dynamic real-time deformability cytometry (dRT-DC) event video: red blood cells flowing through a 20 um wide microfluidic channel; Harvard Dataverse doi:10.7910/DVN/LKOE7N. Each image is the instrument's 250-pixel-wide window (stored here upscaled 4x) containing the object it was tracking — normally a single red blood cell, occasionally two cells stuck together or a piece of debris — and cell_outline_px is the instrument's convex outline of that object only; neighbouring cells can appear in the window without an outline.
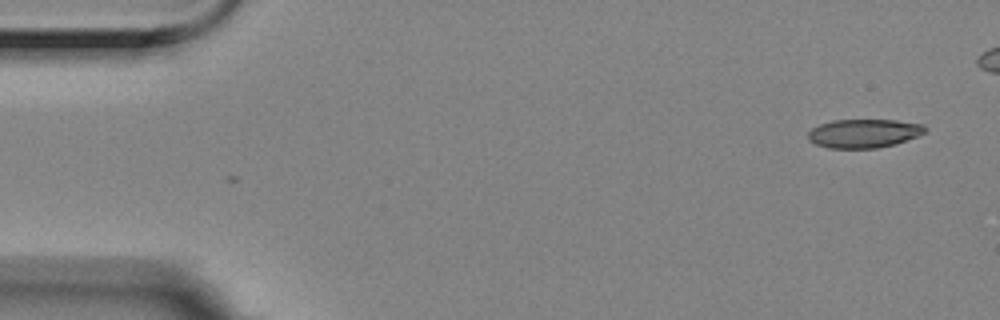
{"species": "Egyptian fruit bat (a non-hibernating species)", "species_latin": "Rousettus aegyptiacus", "temperature_condition": "room temperature", "stored_images_in_passage": 6, "camera_frame_rate_fps": 3000, "um_per_image_px": 0.085, "animal": {"sex": "female"}, "frame": {"image": 1, "passage_image": 1, "time_ms": 0.0, "image_size_px": [1000, 320], "cell_outline_px": [[928, 132], [920, 136], [896, 144], [876, 148], [828, 148], [816, 144], [808, 140], [808, 132], [812, 128], [820, 124], [832, 120], [896, 120], [924, 124], [928, 128]], "centroid_in_image_um": [73.49, 11.33], "position_along_channel_um": 11.5, "area_um2": 19.88}}